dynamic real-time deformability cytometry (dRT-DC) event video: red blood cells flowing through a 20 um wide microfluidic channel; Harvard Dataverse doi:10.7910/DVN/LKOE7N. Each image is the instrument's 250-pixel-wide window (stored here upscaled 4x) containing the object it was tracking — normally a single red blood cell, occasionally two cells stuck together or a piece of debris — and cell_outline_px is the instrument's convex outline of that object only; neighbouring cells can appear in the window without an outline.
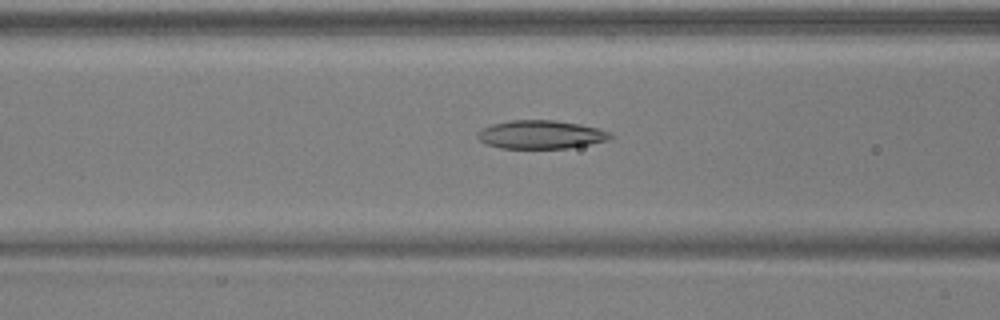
{"species": "common noctule bat (a hibernating species)", "species_latin": "Nyctalus noctula", "temperature_condition": "warm", "stored_images_in_passage": 28, "camera_frame_rate_fps": 3000, "um_per_image_px": 0.085, "animal": {"sex": "male", "body_mass_g": 17.9, "forearm_length_mm": 54.2}, "frame": {"image": 1, "passage_image": 9, "time_ms": 2.667, "image_size_px": [1000, 320], "cell_outline_px": [[616, 136], [608, 140], [568, 148], [500, 148], [488, 144], [480, 140], [476, 136], [476, 132], [480, 128], [492, 124], [508, 120], [556, 120], [580, 124], [596, 128], [608, 132]], "centroid_in_image_um": [45.94, 11.43], "position_along_channel_um": 120.7, "area_um2": 22.02}}
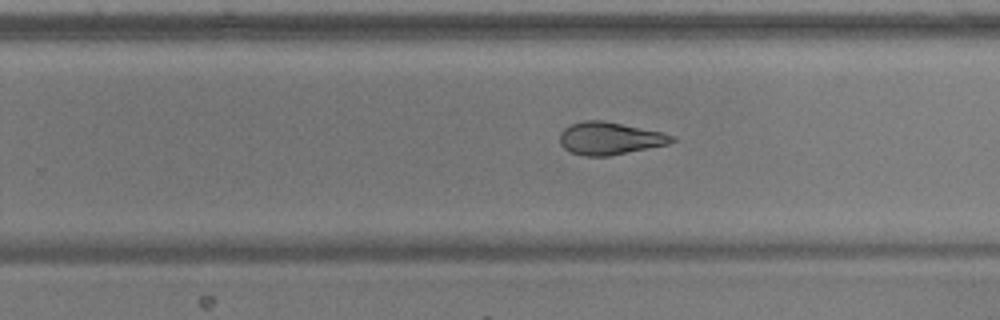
{"frame": {"image": 2, "passage_image": 21, "time_ms": 6.667, "image_size_px": [1000, 320], "cell_outline_px": [[676, 140], [668, 144], [608, 156], [584, 156], [572, 152], [564, 148], [560, 144], [560, 132], [564, 128], [572, 124], [584, 120], [604, 120], [660, 132], [672, 136]], "centroid_in_image_um": [51.78, 11.76], "position_along_channel_um": 278.0, "area_um2": 20.98}}
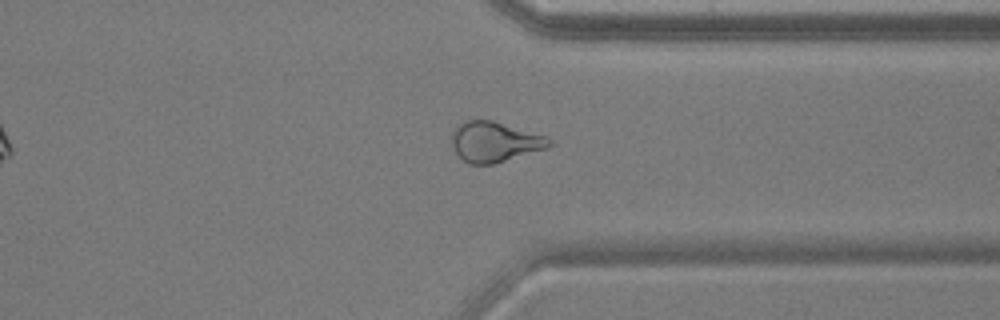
{"frame": {"image": 3, "passage_image": 28, "time_ms": 9.0, "image_size_px": [1000, 320], "cell_outline_px": [[556, 144], [548, 148], [492, 164], [468, 164], [456, 152], [452, 144], [452, 132], [456, 124], [464, 120], [492, 120], [544, 136], [552, 140]], "centroid_in_image_um": [42.04, 12.05], "position_along_channel_um": 369.4, "area_um2": 22.77}, "authors_computed_cell_mechanics": {"area_um2": 21.7328, "velocity_mm_per_s": 3.94, "shape_relaxation_time_tau1_ms": 9.0432, "shape_relaxation_time_tau2_ms": 3.2048, "deformation_change_tau1": 0.2148, "deformation_change_tau2": 0.1186}}